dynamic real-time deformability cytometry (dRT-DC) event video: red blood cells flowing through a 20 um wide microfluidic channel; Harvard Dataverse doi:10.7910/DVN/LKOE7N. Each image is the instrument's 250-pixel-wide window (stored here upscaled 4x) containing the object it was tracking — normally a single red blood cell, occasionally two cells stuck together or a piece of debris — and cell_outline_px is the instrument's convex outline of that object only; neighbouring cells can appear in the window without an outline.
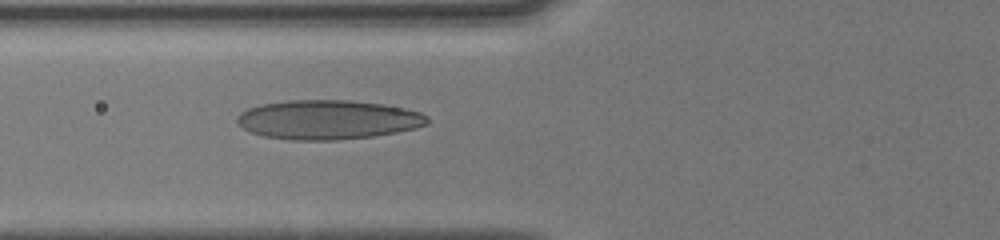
{"species": "human", "species_latin": "Homo sapiens", "temperature_condition": "cold", "stored_images_in_passage": 10, "camera_frame_rate_fps": 3000, "um_per_image_px": 0.085, "donor": {"sex": "male"}, "frame": {"image": 1, "passage_image": 10, "time_ms": 7.0, "image_size_px": [1000, 240], "cell_outline_px": [[428, 124], [416, 128], [396, 132], [372, 136], [336, 140], [292, 140], [264, 136], [248, 132], [236, 120], [236, 116], [240, 112], [248, 108], [260, 104], [288, 100], [348, 100], [384, 104], [404, 108], [420, 112], [428, 116]], "centroid_in_image_um": [27.85, 10.17], "position_along_channel_um": 97.9, "area_um2": 43.7}}